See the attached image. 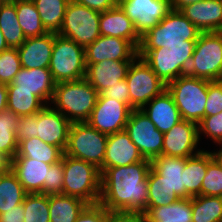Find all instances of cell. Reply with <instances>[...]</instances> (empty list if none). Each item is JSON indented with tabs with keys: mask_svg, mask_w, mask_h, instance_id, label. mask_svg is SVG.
<instances>
[{
	"mask_svg": "<svg viewBox=\"0 0 222 222\" xmlns=\"http://www.w3.org/2000/svg\"><path fill=\"white\" fill-rule=\"evenodd\" d=\"M11 84L16 90L31 91L46 105H50L56 85L49 68H21Z\"/></svg>",
	"mask_w": 222,
	"mask_h": 222,
	"instance_id": "18",
	"label": "cell"
},
{
	"mask_svg": "<svg viewBox=\"0 0 222 222\" xmlns=\"http://www.w3.org/2000/svg\"><path fill=\"white\" fill-rule=\"evenodd\" d=\"M64 152L55 145H49L38 137L23 139L18 143L14 158H31L48 164H55L62 159Z\"/></svg>",
	"mask_w": 222,
	"mask_h": 222,
	"instance_id": "28",
	"label": "cell"
},
{
	"mask_svg": "<svg viewBox=\"0 0 222 222\" xmlns=\"http://www.w3.org/2000/svg\"><path fill=\"white\" fill-rule=\"evenodd\" d=\"M6 2V0H0V7Z\"/></svg>",
	"mask_w": 222,
	"mask_h": 222,
	"instance_id": "58",
	"label": "cell"
},
{
	"mask_svg": "<svg viewBox=\"0 0 222 222\" xmlns=\"http://www.w3.org/2000/svg\"><path fill=\"white\" fill-rule=\"evenodd\" d=\"M208 168V151L202 150L194 156L185 158L184 187L193 197L201 195V185Z\"/></svg>",
	"mask_w": 222,
	"mask_h": 222,
	"instance_id": "30",
	"label": "cell"
},
{
	"mask_svg": "<svg viewBox=\"0 0 222 222\" xmlns=\"http://www.w3.org/2000/svg\"><path fill=\"white\" fill-rule=\"evenodd\" d=\"M37 113L21 116L16 124L15 135L19 143L23 139L36 137Z\"/></svg>",
	"mask_w": 222,
	"mask_h": 222,
	"instance_id": "47",
	"label": "cell"
},
{
	"mask_svg": "<svg viewBox=\"0 0 222 222\" xmlns=\"http://www.w3.org/2000/svg\"><path fill=\"white\" fill-rule=\"evenodd\" d=\"M133 61L104 60L94 64H86L85 79L100 94L121 80H125Z\"/></svg>",
	"mask_w": 222,
	"mask_h": 222,
	"instance_id": "20",
	"label": "cell"
},
{
	"mask_svg": "<svg viewBox=\"0 0 222 222\" xmlns=\"http://www.w3.org/2000/svg\"><path fill=\"white\" fill-rule=\"evenodd\" d=\"M7 90V109L19 117L37 113L46 105L31 91L16 90L12 84L7 85Z\"/></svg>",
	"mask_w": 222,
	"mask_h": 222,
	"instance_id": "34",
	"label": "cell"
},
{
	"mask_svg": "<svg viewBox=\"0 0 222 222\" xmlns=\"http://www.w3.org/2000/svg\"><path fill=\"white\" fill-rule=\"evenodd\" d=\"M126 81L129 87L130 107L132 109H141L166 89L163 81L139 56L131 63Z\"/></svg>",
	"mask_w": 222,
	"mask_h": 222,
	"instance_id": "10",
	"label": "cell"
},
{
	"mask_svg": "<svg viewBox=\"0 0 222 222\" xmlns=\"http://www.w3.org/2000/svg\"><path fill=\"white\" fill-rule=\"evenodd\" d=\"M63 161L52 164L48 172V183H44L42 194H63Z\"/></svg>",
	"mask_w": 222,
	"mask_h": 222,
	"instance_id": "43",
	"label": "cell"
},
{
	"mask_svg": "<svg viewBox=\"0 0 222 222\" xmlns=\"http://www.w3.org/2000/svg\"><path fill=\"white\" fill-rule=\"evenodd\" d=\"M100 34L102 36L119 37L130 41L137 49L141 36L135 29L134 23L119 5L101 13L99 18Z\"/></svg>",
	"mask_w": 222,
	"mask_h": 222,
	"instance_id": "24",
	"label": "cell"
},
{
	"mask_svg": "<svg viewBox=\"0 0 222 222\" xmlns=\"http://www.w3.org/2000/svg\"><path fill=\"white\" fill-rule=\"evenodd\" d=\"M138 49L128 40L112 36H100L85 48V63L94 64L104 60L134 61Z\"/></svg>",
	"mask_w": 222,
	"mask_h": 222,
	"instance_id": "15",
	"label": "cell"
},
{
	"mask_svg": "<svg viewBox=\"0 0 222 222\" xmlns=\"http://www.w3.org/2000/svg\"><path fill=\"white\" fill-rule=\"evenodd\" d=\"M49 70L56 84L84 79L86 76L85 48L54 33Z\"/></svg>",
	"mask_w": 222,
	"mask_h": 222,
	"instance_id": "6",
	"label": "cell"
},
{
	"mask_svg": "<svg viewBox=\"0 0 222 222\" xmlns=\"http://www.w3.org/2000/svg\"><path fill=\"white\" fill-rule=\"evenodd\" d=\"M47 32L58 33L70 0H32Z\"/></svg>",
	"mask_w": 222,
	"mask_h": 222,
	"instance_id": "33",
	"label": "cell"
},
{
	"mask_svg": "<svg viewBox=\"0 0 222 222\" xmlns=\"http://www.w3.org/2000/svg\"><path fill=\"white\" fill-rule=\"evenodd\" d=\"M151 167L163 177L170 191L175 192L180 199L192 197L184 187L185 158L157 156L151 160Z\"/></svg>",
	"mask_w": 222,
	"mask_h": 222,
	"instance_id": "25",
	"label": "cell"
},
{
	"mask_svg": "<svg viewBox=\"0 0 222 222\" xmlns=\"http://www.w3.org/2000/svg\"><path fill=\"white\" fill-rule=\"evenodd\" d=\"M23 208L24 222H50L49 195L27 193Z\"/></svg>",
	"mask_w": 222,
	"mask_h": 222,
	"instance_id": "39",
	"label": "cell"
},
{
	"mask_svg": "<svg viewBox=\"0 0 222 222\" xmlns=\"http://www.w3.org/2000/svg\"><path fill=\"white\" fill-rule=\"evenodd\" d=\"M222 111V82L210 81L207 90L205 117L217 115Z\"/></svg>",
	"mask_w": 222,
	"mask_h": 222,
	"instance_id": "45",
	"label": "cell"
},
{
	"mask_svg": "<svg viewBox=\"0 0 222 222\" xmlns=\"http://www.w3.org/2000/svg\"><path fill=\"white\" fill-rule=\"evenodd\" d=\"M132 110L129 105L121 101L99 94L87 123L101 133L114 134L125 130Z\"/></svg>",
	"mask_w": 222,
	"mask_h": 222,
	"instance_id": "12",
	"label": "cell"
},
{
	"mask_svg": "<svg viewBox=\"0 0 222 222\" xmlns=\"http://www.w3.org/2000/svg\"><path fill=\"white\" fill-rule=\"evenodd\" d=\"M201 195L222 196V167L208 151V168L201 185Z\"/></svg>",
	"mask_w": 222,
	"mask_h": 222,
	"instance_id": "40",
	"label": "cell"
},
{
	"mask_svg": "<svg viewBox=\"0 0 222 222\" xmlns=\"http://www.w3.org/2000/svg\"><path fill=\"white\" fill-rule=\"evenodd\" d=\"M220 149L218 151H212L213 153V158L220 164V166L222 167V145H220Z\"/></svg>",
	"mask_w": 222,
	"mask_h": 222,
	"instance_id": "55",
	"label": "cell"
},
{
	"mask_svg": "<svg viewBox=\"0 0 222 222\" xmlns=\"http://www.w3.org/2000/svg\"><path fill=\"white\" fill-rule=\"evenodd\" d=\"M194 49L195 45L170 46L169 50L175 56V79L186 74Z\"/></svg>",
	"mask_w": 222,
	"mask_h": 222,
	"instance_id": "44",
	"label": "cell"
},
{
	"mask_svg": "<svg viewBox=\"0 0 222 222\" xmlns=\"http://www.w3.org/2000/svg\"><path fill=\"white\" fill-rule=\"evenodd\" d=\"M23 203L17 205L15 209L7 210L0 214V222H24Z\"/></svg>",
	"mask_w": 222,
	"mask_h": 222,
	"instance_id": "50",
	"label": "cell"
},
{
	"mask_svg": "<svg viewBox=\"0 0 222 222\" xmlns=\"http://www.w3.org/2000/svg\"><path fill=\"white\" fill-rule=\"evenodd\" d=\"M27 192L17 176L7 169L0 174V214L23 203Z\"/></svg>",
	"mask_w": 222,
	"mask_h": 222,
	"instance_id": "31",
	"label": "cell"
},
{
	"mask_svg": "<svg viewBox=\"0 0 222 222\" xmlns=\"http://www.w3.org/2000/svg\"><path fill=\"white\" fill-rule=\"evenodd\" d=\"M72 1L100 13L107 11L108 9H111L117 5L114 0H72Z\"/></svg>",
	"mask_w": 222,
	"mask_h": 222,
	"instance_id": "49",
	"label": "cell"
},
{
	"mask_svg": "<svg viewBox=\"0 0 222 222\" xmlns=\"http://www.w3.org/2000/svg\"><path fill=\"white\" fill-rule=\"evenodd\" d=\"M192 222H222V196L191 197Z\"/></svg>",
	"mask_w": 222,
	"mask_h": 222,
	"instance_id": "36",
	"label": "cell"
},
{
	"mask_svg": "<svg viewBox=\"0 0 222 222\" xmlns=\"http://www.w3.org/2000/svg\"><path fill=\"white\" fill-rule=\"evenodd\" d=\"M140 36L155 27L171 10L170 0H124L118 4Z\"/></svg>",
	"mask_w": 222,
	"mask_h": 222,
	"instance_id": "13",
	"label": "cell"
},
{
	"mask_svg": "<svg viewBox=\"0 0 222 222\" xmlns=\"http://www.w3.org/2000/svg\"><path fill=\"white\" fill-rule=\"evenodd\" d=\"M149 222H192L191 198L179 199L170 205L147 207Z\"/></svg>",
	"mask_w": 222,
	"mask_h": 222,
	"instance_id": "29",
	"label": "cell"
},
{
	"mask_svg": "<svg viewBox=\"0 0 222 222\" xmlns=\"http://www.w3.org/2000/svg\"><path fill=\"white\" fill-rule=\"evenodd\" d=\"M199 139L204 134L213 140V143L222 145V111L213 116L204 117L198 123Z\"/></svg>",
	"mask_w": 222,
	"mask_h": 222,
	"instance_id": "42",
	"label": "cell"
},
{
	"mask_svg": "<svg viewBox=\"0 0 222 222\" xmlns=\"http://www.w3.org/2000/svg\"><path fill=\"white\" fill-rule=\"evenodd\" d=\"M8 48H10V47L7 45L4 35H3L2 31L0 30V53L4 50H7Z\"/></svg>",
	"mask_w": 222,
	"mask_h": 222,
	"instance_id": "56",
	"label": "cell"
},
{
	"mask_svg": "<svg viewBox=\"0 0 222 222\" xmlns=\"http://www.w3.org/2000/svg\"><path fill=\"white\" fill-rule=\"evenodd\" d=\"M15 8L19 25L26 38L48 33L32 0H15Z\"/></svg>",
	"mask_w": 222,
	"mask_h": 222,
	"instance_id": "35",
	"label": "cell"
},
{
	"mask_svg": "<svg viewBox=\"0 0 222 222\" xmlns=\"http://www.w3.org/2000/svg\"><path fill=\"white\" fill-rule=\"evenodd\" d=\"M108 135L91 127L87 122L72 123L65 155L94 164L103 165Z\"/></svg>",
	"mask_w": 222,
	"mask_h": 222,
	"instance_id": "8",
	"label": "cell"
},
{
	"mask_svg": "<svg viewBox=\"0 0 222 222\" xmlns=\"http://www.w3.org/2000/svg\"><path fill=\"white\" fill-rule=\"evenodd\" d=\"M71 124L52 105H45L37 112L36 137L49 145L59 147L64 152L67 147Z\"/></svg>",
	"mask_w": 222,
	"mask_h": 222,
	"instance_id": "16",
	"label": "cell"
},
{
	"mask_svg": "<svg viewBox=\"0 0 222 222\" xmlns=\"http://www.w3.org/2000/svg\"><path fill=\"white\" fill-rule=\"evenodd\" d=\"M199 1H204V0H170L171 8L176 11H180L186 5L196 3Z\"/></svg>",
	"mask_w": 222,
	"mask_h": 222,
	"instance_id": "53",
	"label": "cell"
},
{
	"mask_svg": "<svg viewBox=\"0 0 222 222\" xmlns=\"http://www.w3.org/2000/svg\"><path fill=\"white\" fill-rule=\"evenodd\" d=\"M125 131L144 159L162 155L164 133L160 132L141 109H133Z\"/></svg>",
	"mask_w": 222,
	"mask_h": 222,
	"instance_id": "11",
	"label": "cell"
},
{
	"mask_svg": "<svg viewBox=\"0 0 222 222\" xmlns=\"http://www.w3.org/2000/svg\"><path fill=\"white\" fill-rule=\"evenodd\" d=\"M141 110L162 133L170 131L174 125L182 121L180 111L167 89L155 96Z\"/></svg>",
	"mask_w": 222,
	"mask_h": 222,
	"instance_id": "23",
	"label": "cell"
},
{
	"mask_svg": "<svg viewBox=\"0 0 222 222\" xmlns=\"http://www.w3.org/2000/svg\"><path fill=\"white\" fill-rule=\"evenodd\" d=\"M100 15V12L70 0L57 34L86 48L101 36Z\"/></svg>",
	"mask_w": 222,
	"mask_h": 222,
	"instance_id": "9",
	"label": "cell"
},
{
	"mask_svg": "<svg viewBox=\"0 0 222 222\" xmlns=\"http://www.w3.org/2000/svg\"><path fill=\"white\" fill-rule=\"evenodd\" d=\"M200 30L181 11L171 10L155 27L141 36L138 49L196 45Z\"/></svg>",
	"mask_w": 222,
	"mask_h": 222,
	"instance_id": "3",
	"label": "cell"
},
{
	"mask_svg": "<svg viewBox=\"0 0 222 222\" xmlns=\"http://www.w3.org/2000/svg\"><path fill=\"white\" fill-rule=\"evenodd\" d=\"M54 33L28 37L17 47L22 68H49L53 51Z\"/></svg>",
	"mask_w": 222,
	"mask_h": 222,
	"instance_id": "21",
	"label": "cell"
},
{
	"mask_svg": "<svg viewBox=\"0 0 222 222\" xmlns=\"http://www.w3.org/2000/svg\"><path fill=\"white\" fill-rule=\"evenodd\" d=\"M186 74L209 81L221 80L222 31L200 33Z\"/></svg>",
	"mask_w": 222,
	"mask_h": 222,
	"instance_id": "7",
	"label": "cell"
},
{
	"mask_svg": "<svg viewBox=\"0 0 222 222\" xmlns=\"http://www.w3.org/2000/svg\"><path fill=\"white\" fill-rule=\"evenodd\" d=\"M209 82V80L185 74L166 85L180 111L182 120L198 124L205 117Z\"/></svg>",
	"mask_w": 222,
	"mask_h": 222,
	"instance_id": "5",
	"label": "cell"
},
{
	"mask_svg": "<svg viewBox=\"0 0 222 222\" xmlns=\"http://www.w3.org/2000/svg\"><path fill=\"white\" fill-rule=\"evenodd\" d=\"M148 198L147 207H159L170 205L180 198L171 192L163 177L160 176L152 167L147 176Z\"/></svg>",
	"mask_w": 222,
	"mask_h": 222,
	"instance_id": "38",
	"label": "cell"
},
{
	"mask_svg": "<svg viewBox=\"0 0 222 222\" xmlns=\"http://www.w3.org/2000/svg\"><path fill=\"white\" fill-rule=\"evenodd\" d=\"M63 195L77 197L89 205L98 204L101 173L92 163L63 154Z\"/></svg>",
	"mask_w": 222,
	"mask_h": 222,
	"instance_id": "4",
	"label": "cell"
},
{
	"mask_svg": "<svg viewBox=\"0 0 222 222\" xmlns=\"http://www.w3.org/2000/svg\"><path fill=\"white\" fill-rule=\"evenodd\" d=\"M138 56L165 85L175 80V56L168 48L138 49Z\"/></svg>",
	"mask_w": 222,
	"mask_h": 222,
	"instance_id": "26",
	"label": "cell"
},
{
	"mask_svg": "<svg viewBox=\"0 0 222 222\" xmlns=\"http://www.w3.org/2000/svg\"><path fill=\"white\" fill-rule=\"evenodd\" d=\"M10 161L0 153V174L9 169Z\"/></svg>",
	"mask_w": 222,
	"mask_h": 222,
	"instance_id": "54",
	"label": "cell"
},
{
	"mask_svg": "<svg viewBox=\"0 0 222 222\" xmlns=\"http://www.w3.org/2000/svg\"><path fill=\"white\" fill-rule=\"evenodd\" d=\"M98 95L97 90L85 78L60 82L55 85L50 104H54L53 108L71 123H82L90 118Z\"/></svg>",
	"mask_w": 222,
	"mask_h": 222,
	"instance_id": "2",
	"label": "cell"
},
{
	"mask_svg": "<svg viewBox=\"0 0 222 222\" xmlns=\"http://www.w3.org/2000/svg\"><path fill=\"white\" fill-rule=\"evenodd\" d=\"M115 1V3L118 5V4H120L122 1H124V0H114Z\"/></svg>",
	"mask_w": 222,
	"mask_h": 222,
	"instance_id": "57",
	"label": "cell"
},
{
	"mask_svg": "<svg viewBox=\"0 0 222 222\" xmlns=\"http://www.w3.org/2000/svg\"><path fill=\"white\" fill-rule=\"evenodd\" d=\"M143 160L137 146L123 130L108 135L105 157L99 171L102 173L106 168L127 166Z\"/></svg>",
	"mask_w": 222,
	"mask_h": 222,
	"instance_id": "17",
	"label": "cell"
},
{
	"mask_svg": "<svg viewBox=\"0 0 222 222\" xmlns=\"http://www.w3.org/2000/svg\"><path fill=\"white\" fill-rule=\"evenodd\" d=\"M199 140L198 124L182 120L164 133L162 155L179 158L194 156L202 151L197 149Z\"/></svg>",
	"mask_w": 222,
	"mask_h": 222,
	"instance_id": "14",
	"label": "cell"
},
{
	"mask_svg": "<svg viewBox=\"0 0 222 222\" xmlns=\"http://www.w3.org/2000/svg\"><path fill=\"white\" fill-rule=\"evenodd\" d=\"M22 68L17 48H8L0 53V82L11 84Z\"/></svg>",
	"mask_w": 222,
	"mask_h": 222,
	"instance_id": "41",
	"label": "cell"
},
{
	"mask_svg": "<svg viewBox=\"0 0 222 222\" xmlns=\"http://www.w3.org/2000/svg\"><path fill=\"white\" fill-rule=\"evenodd\" d=\"M114 222H149L145 213L118 212L114 213Z\"/></svg>",
	"mask_w": 222,
	"mask_h": 222,
	"instance_id": "51",
	"label": "cell"
},
{
	"mask_svg": "<svg viewBox=\"0 0 222 222\" xmlns=\"http://www.w3.org/2000/svg\"><path fill=\"white\" fill-rule=\"evenodd\" d=\"M50 166L31 158H13L9 164L27 193H42L44 183H48Z\"/></svg>",
	"mask_w": 222,
	"mask_h": 222,
	"instance_id": "22",
	"label": "cell"
},
{
	"mask_svg": "<svg viewBox=\"0 0 222 222\" xmlns=\"http://www.w3.org/2000/svg\"><path fill=\"white\" fill-rule=\"evenodd\" d=\"M88 205V203L77 197L63 194H50V222H75Z\"/></svg>",
	"mask_w": 222,
	"mask_h": 222,
	"instance_id": "27",
	"label": "cell"
},
{
	"mask_svg": "<svg viewBox=\"0 0 222 222\" xmlns=\"http://www.w3.org/2000/svg\"><path fill=\"white\" fill-rule=\"evenodd\" d=\"M0 30L10 48H17L25 42L26 36L18 22L15 1H6L0 7Z\"/></svg>",
	"mask_w": 222,
	"mask_h": 222,
	"instance_id": "32",
	"label": "cell"
},
{
	"mask_svg": "<svg viewBox=\"0 0 222 222\" xmlns=\"http://www.w3.org/2000/svg\"><path fill=\"white\" fill-rule=\"evenodd\" d=\"M8 90L7 85L0 82V113L7 109Z\"/></svg>",
	"mask_w": 222,
	"mask_h": 222,
	"instance_id": "52",
	"label": "cell"
},
{
	"mask_svg": "<svg viewBox=\"0 0 222 222\" xmlns=\"http://www.w3.org/2000/svg\"><path fill=\"white\" fill-rule=\"evenodd\" d=\"M103 97L116 99L130 106V92L126 79L119 81L100 93Z\"/></svg>",
	"mask_w": 222,
	"mask_h": 222,
	"instance_id": "48",
	"label": "cell"
},
{
	"mask_svg": "<svg viewBox=\"0 0 222 222\" xmlns=\"http://www.w3.org/2000/svg\"><path fill=\"white\" fill-rule=\"evenodd\" d=\"M180 11L200 32L222 31V0L199 1Z\"/></svg>",
	"mask_w": 222,
	"mask_h": 222,
	"instance_id": "19",
	"label": "cell"
},
{
	"mask_svg": "<svg viewBox=\"0 0 222 222\" xmlns=\"http://www.w3.org/2000/svg\"><path fill=\"white\" fill-rule=\"evenodd\" d=\"M151 161L106 168L101 173L99 204L110 212L144 213L147 210V176Z\"/></svg>",
	"mask_w": 222,
	"mask_h": 222,
	"instance_id": "1",
	"label": "cell"
},
{
	"mask_svg": "<svg viewBox=\"0 0 222 222\" xmlns=\"http://www.w3.org/2000/svg\"><path fill=\"white\" fill-rule=\"evenodd\" d=\"M19 119L18 115L8 109L0 113V153L9 161L16 156L18 151L15 130Z\"/></svg>",
	"mask_w": 222,
	"mask_h": 222,
	"instance_id": "37",
	"label": "cell"
},
{
	"mask_svg": "<svg viewBox=\"0 0 222 222\" xmlns=\"http://www.w3.org/2000/svg\"><path fill=\"white\" fill-rule=\"evenodd\" d=\"M75 222H114V213L99 203L88 205Z\"/></svg>",
	"mask_w": 222,
	"mask_h": 222,
	"instance_id": "46",
	"label": "cell"
}]
</instances>
